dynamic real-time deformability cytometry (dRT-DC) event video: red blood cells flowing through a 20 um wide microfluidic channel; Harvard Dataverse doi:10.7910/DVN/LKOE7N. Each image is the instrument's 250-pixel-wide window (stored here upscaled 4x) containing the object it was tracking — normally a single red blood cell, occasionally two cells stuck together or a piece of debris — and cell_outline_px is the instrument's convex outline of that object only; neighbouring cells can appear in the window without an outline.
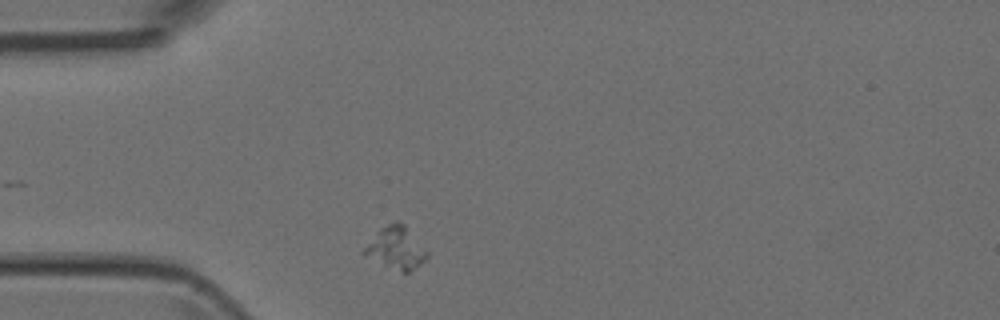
{"species": "Egyptian fruit bat (a non-hibernating species)", "species_latin": "Rousettus aegyptiacus", "temperature_condition": "room temperature", "stored_images_in_passage": 2, "camera_frame_rate_fps": 3000, "um_per_image_px": 0.085, "animal": {"sex": "female"}, "frame": {"image": 1, "passage_image": 1, "time_ms": 0.0, "image_size_px": [1000, 320], "cell_outline_px": [[428, 256], [420, 264], [408, 272], [400, 272], [384, 268], [360, 252], [376, 232], [380, 228], [396, 220], [404, 224], [428, 252]], "centroid_in_image_um": [33.61, 21.11], "position_along_channel_um": 51.4, "area_um2": 15.66}}